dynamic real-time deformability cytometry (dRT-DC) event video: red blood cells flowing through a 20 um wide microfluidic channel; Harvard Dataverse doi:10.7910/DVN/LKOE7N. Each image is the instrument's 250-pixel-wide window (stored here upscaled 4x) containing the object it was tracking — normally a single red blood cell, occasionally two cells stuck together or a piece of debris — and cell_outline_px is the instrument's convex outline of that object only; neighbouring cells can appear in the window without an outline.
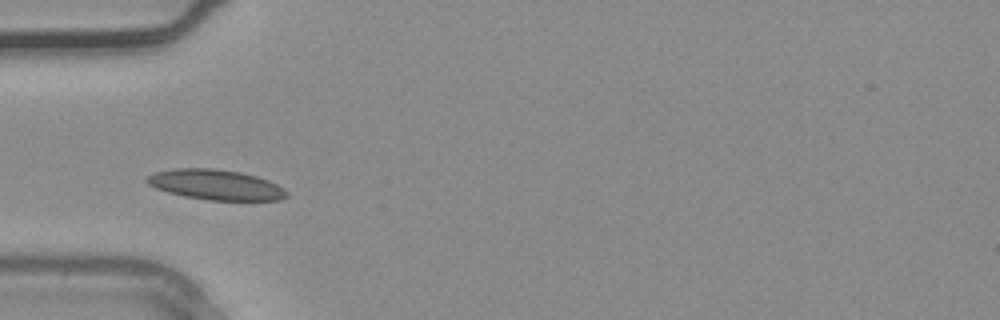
{"species": "common noctule bat (a hibernating species)", "species_latin": "Nyctalus noctula", "temperature_condition": "warm", "stored_images_in_passage": 12, "camera_frame_rate_fps": 3000, "um_per_image_px": 0.085, "animal": {"sex": "male", "body_mass_g": 20.4}, "frame": {"image": 1, "passage_image": 3, "time_ms": 0.667, "image_size_px": [1000, 320], "cell_outline_px": [[288, 196], [280, 200], [208, 200], [184, 196], [168, 192], [156, 188], [148, 184], [144, 180], [148, 176], [156, 172], [172, 168], [212, 168], [240, 172], [256, 176], [268, 180], [284, 188], [288, 192]], "centroid_in_image_um": [18.34, 15.7], "position_along_channel_um": 66.7, "area_um2": 24.62}}